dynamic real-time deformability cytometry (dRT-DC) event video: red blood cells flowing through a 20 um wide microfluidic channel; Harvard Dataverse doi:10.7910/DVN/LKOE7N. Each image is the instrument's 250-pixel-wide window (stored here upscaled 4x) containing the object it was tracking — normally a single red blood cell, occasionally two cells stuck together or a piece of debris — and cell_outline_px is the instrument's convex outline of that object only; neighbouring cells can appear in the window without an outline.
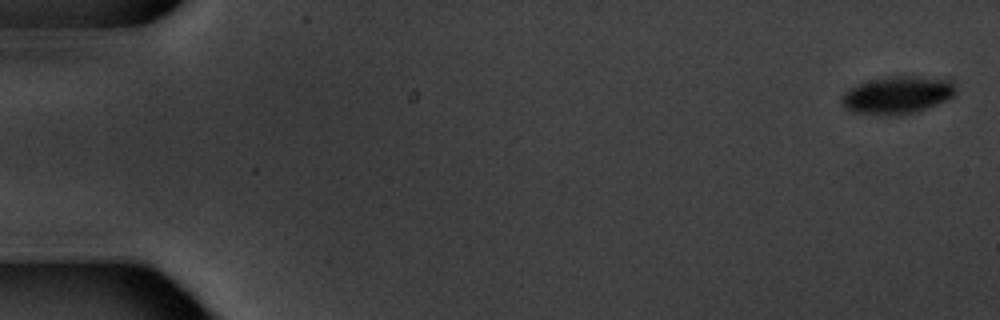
{"species": "common noctule bat (a hibernating species)", "species_latin": "Nyctalus noctula", "temperature_condition": "warm", "stored_images_in_passage": 4, "camera_frame_rate_fps": 3000, "um_per_image_px": 0.085, "animal": {"sex": "male", "body_mass_g": 20.1, "forearm_length_mm": 53.5}, "frame": {"image": 1, "passage_image": 1, "time_ms": 0.0, "image_size_px": [1000, 320], "cell_outline_px": [[956, 96], [948, 100], [928, 108], [912, 112], [852, 112], [844, 108], [840, 100], [844, 92], [860, 84], [888, 76], [916, 76], [952, 80], [956, 84]], "centroid_in_image_um": [76.37, 8.03], "position_along_channel_um": 8.6, "area_um2": 24.16}}